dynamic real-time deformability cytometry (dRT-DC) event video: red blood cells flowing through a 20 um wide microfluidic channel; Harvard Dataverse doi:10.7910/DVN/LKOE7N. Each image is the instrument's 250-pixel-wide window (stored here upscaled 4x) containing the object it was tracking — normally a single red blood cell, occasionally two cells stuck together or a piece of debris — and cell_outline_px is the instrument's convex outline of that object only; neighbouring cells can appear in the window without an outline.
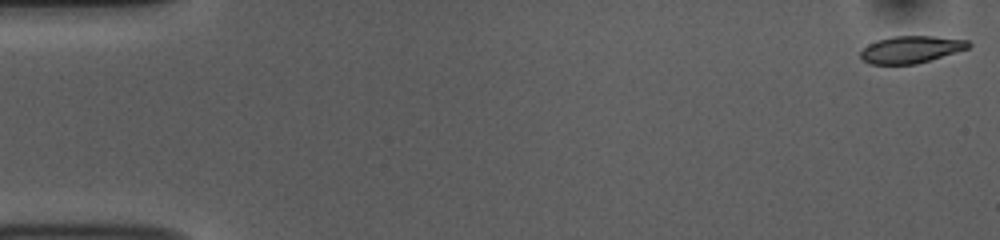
{"species": "common noctule bat (a hibernating species)", "species_latin": "Nyctalus noctula", "temperature_condition": "room temperature", "stored_images_in_passage": 15, "camera_frame_rate_fps": 3000, "um_per_image_px": 0.085, "animal": {"sex": "female", "body_mass_g": 10.0, "forearm_length_mm": 53.1}, "frame": {"image": 1, "passage_image": 1, "time_ms": 0.0, "image_size_px": [1000, 240], "cell_outline_px": [[972, 44], [968, 48], [916, 64], [868, 64], [860, 56], [860, 52], [868, 44], [876, 40], [892, 36], [932, 36], [968, 40]], "centroid_in_image_um": [77.41, 4.2], "position_along_channel_um": 7.6, "area_um2": 16.94}}
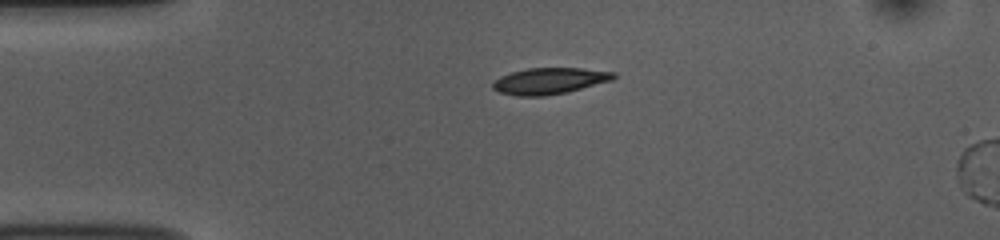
{"frame": {"image": 2, "passage_image": 12, "time_ms": 3.667, "image_size_px": [1000, 240], "cell_outline_px": [[616, 76], [612, 80], [568, 92], [544, 96], [516, 96], [500, 92], [492, 88], [492, 80], [500, 76], [512, 72], [528, 68], [580, 68], [616, 72]], "centroid_in_image_um": [46.68, 6.88], "position_along_channel_um": 38.3, "area_um2": 18.61}}